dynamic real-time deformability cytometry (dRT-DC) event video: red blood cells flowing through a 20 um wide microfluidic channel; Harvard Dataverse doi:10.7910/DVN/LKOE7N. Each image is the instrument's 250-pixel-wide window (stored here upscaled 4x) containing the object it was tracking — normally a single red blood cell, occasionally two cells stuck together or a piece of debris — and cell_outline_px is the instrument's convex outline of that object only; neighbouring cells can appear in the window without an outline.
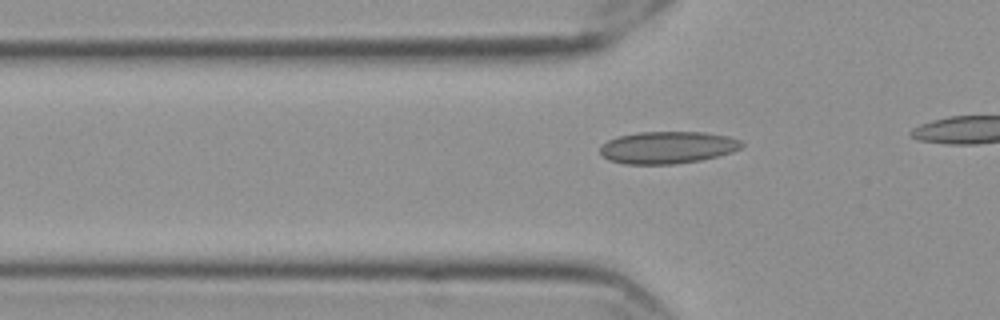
{"species": "Egyptian fruit bat (a non-hibernating species)", "species_latin": "Rousettus aegyptiacus", "temperature_condition": "cold", "stored_images_in_passage": 13, "camera_frame_rate_fps": 3000, "um_per_image_px": 0.085, "frame": {"image": 1, "passage_image": 6, "time_ms": 1.667, "image_size_px": [1000, 320], "cell_outline_px": [[744, 144], [740, 148], [732, 152], [700, 160], [672, 164], [624, 164], [608, 160], [600, 152], [600, 148], [608, 140], [620, 136], [636, 132], [704, 132], [728, 136], [740, 140]], "centroid_in_image_um": [56.74, 12.53], "position_along_channel_um": 69.1, "area_um2": 26.41}}
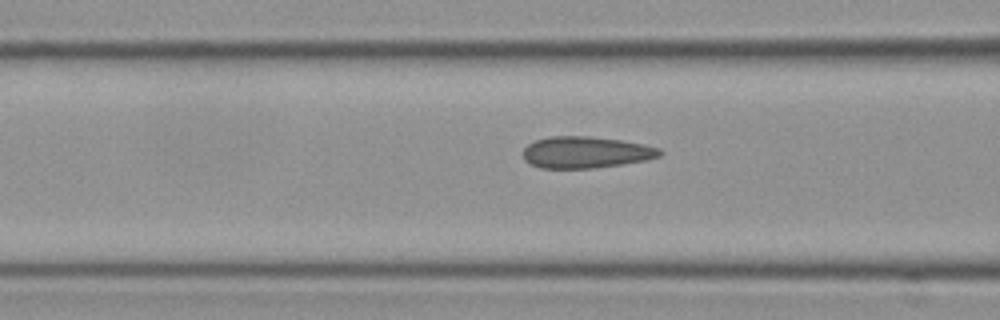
{"frame": {"image": 2, "passage_image": 10, "time_ms": 3.0, "image_size_px": [1000, 320], "cell_outline_px": [[664, 152], [660, 156], [648, 160], [592, 168], [540, 168], [524, 160], [524, 148], [528, 144], [536, 140], [552, 136], [588, 136], [620, 140], [644, 144], [660, 148]], "centroid_in_image_um": [49.82, 12.94], "position_along_channel_um": 116.8, "area_um2": 25.09}}